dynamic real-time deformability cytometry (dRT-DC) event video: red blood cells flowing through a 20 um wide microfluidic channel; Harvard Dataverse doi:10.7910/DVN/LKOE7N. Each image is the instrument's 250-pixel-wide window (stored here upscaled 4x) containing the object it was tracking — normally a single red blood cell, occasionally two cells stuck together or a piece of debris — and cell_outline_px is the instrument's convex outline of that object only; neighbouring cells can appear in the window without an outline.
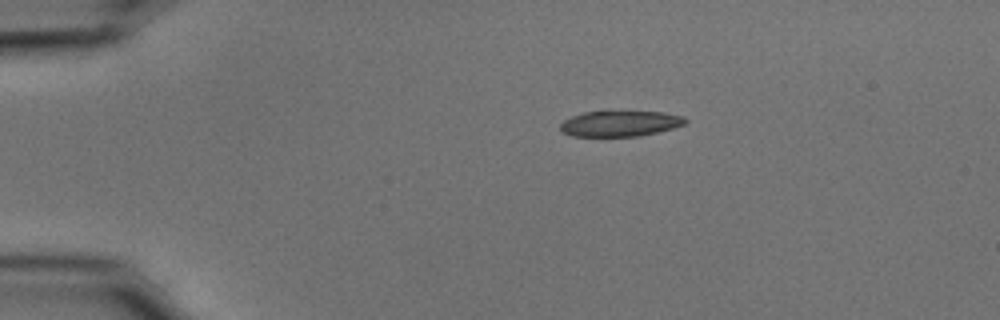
{"species": "common noctule bat (a hibernating species)", "species_latin": "Nyctalus noctula", "temperature_condition": "cold", "stored_images_in_passage": 44, "camera_frame_rate_fps": 3000, "um_per_image_px": 0.085, "animal": {"sex": "male", "body_mass_g": 15.6}, "frame": {"image": 1, "passage_image": 1, "time_ms": 0.0, "image_size_px": [1000, 320], "cell_outline_px": [[688, 120], [684, 124], [672, 128], [656, 132], [636, 136], [572, 136], [560, 132], [560, 124], [564, 120], [572, 116], [584, 112], [664, 112], [684, 116]], "centroid_in_image_um": [52.68, 10.51], "position_along_channel_um": 32.3, "area_um2": 18.5}}
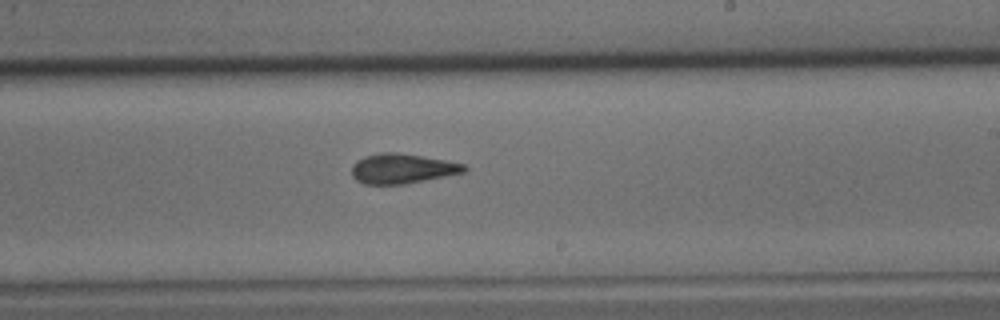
{"frame": {"image": 2, "passage_image": 23, "time_ms": 7.333, "image_size_px": [1000, 320], "cell_outline_px": [[468, 168], [464, 172], [404, 184], [364, 184], [356, 180], [352, 176], [352, 164], [356, 160], [364, 156], [380, 152], [396, 152], [444, 160], [464, 164]], "centroid_in_image_um": [34.13, 14.32], "position_along_channel_um": 254.9, "area_um2": 19.42}}
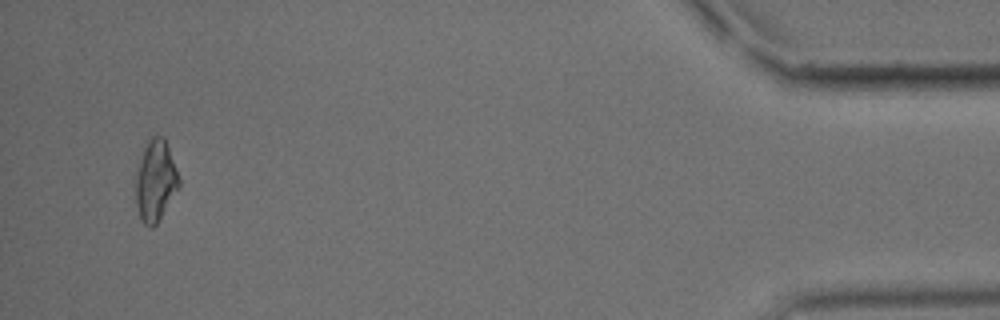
{"frame": {"image": 3, "passage_image": 42, "time_ms": 13.667, "image_size_px": [1000, 320], "cell_outline_px": [[180, 188], [156, 224], [152, 228], [148, 228], [140, 220], [136, 204], [132, 184], [132, 176], [148, 136], [164, 136], [180, 180]], "centroid_in_image_um": [13.14, 15.36], "position_along_channel_um": 422.1, "area_um2": 21.5}, "authors_computed_cell_mechanics": {"area_um2": 19.8254, "velocity_mm_per_s": 3.7588, "shape_relaxation_time_tau1_ms": null, "shape_relaxation_time_tau2_ms": 3.0122, "deformation_change_tau1": null, "deformation_change_tau2": 0.1101}}